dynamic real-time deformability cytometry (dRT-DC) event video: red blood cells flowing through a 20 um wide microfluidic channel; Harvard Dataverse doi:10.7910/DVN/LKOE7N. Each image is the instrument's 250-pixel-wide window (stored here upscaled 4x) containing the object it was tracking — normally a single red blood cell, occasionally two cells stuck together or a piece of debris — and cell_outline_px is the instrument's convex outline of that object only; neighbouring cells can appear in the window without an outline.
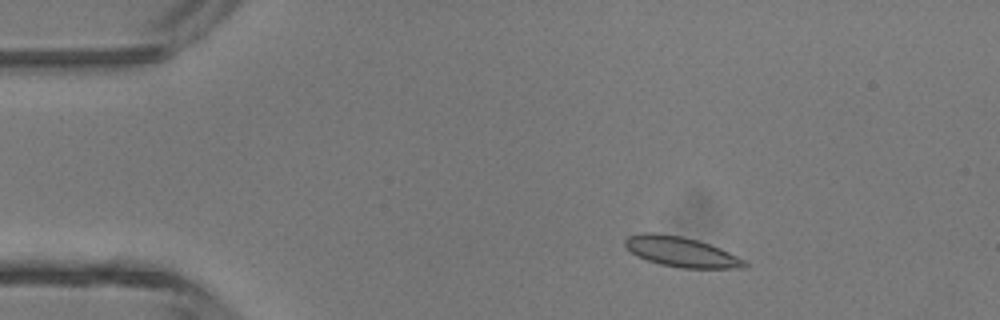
{"species": "common noctule bat (a hibernating species)", "species_latin": "Nyctalus noctula", "temperature_condition": "room temperature", "stored_images_in_passage": 3, "camera_frame_rate_fps": 3000, "um_per_image_px": 0.085, "animal": {"sex": "male", "body_mass_g": 13.3}, "frame": {"image": 1, "passage_image": 2, "time_ms": 0.333, "image_size_px": [1000, 320], "cell_outline_px": [[748, 268], [680, 268], [660, 264], [648, 260], [632, 252], [624, 244], [624, 240], [628, 236], [640, 232], [656, 232], [680, 236], [696, 240], [720, 248], [744, 260], [748, 264]], "centroid_in_image_um": [57.89, 21.4], "position_along_channel_um": 27.1, "area_um2": 20.75}}